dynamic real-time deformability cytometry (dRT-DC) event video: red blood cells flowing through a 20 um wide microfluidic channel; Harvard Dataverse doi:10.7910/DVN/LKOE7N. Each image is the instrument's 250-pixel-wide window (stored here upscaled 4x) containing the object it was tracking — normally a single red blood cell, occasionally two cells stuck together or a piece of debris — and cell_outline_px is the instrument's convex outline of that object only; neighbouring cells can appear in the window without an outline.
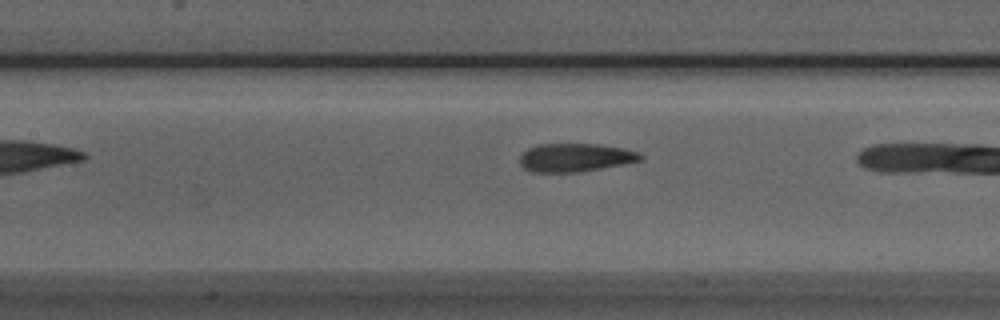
{"species": "Egyptian fruit bat (a non-hibernating species)", "species_latin": "Rousettus aegyptiacus", "temperature_condition": "room temperature", "stored_images_in_passage": 7, "camera_frame_rate_fps": 3000, "um_per_image_px": 0.085, "animal": {"sex": "male"}, "frame": {"image": 1, "passage_image": 5, "time_ms": 1.333, "image_size_px": [1000, 320], "cell_outline_px": [[644, 160], [624, 164], [576, 172], [532, 172], [524, 168], [520, 164], [520, 156], [528, 148], [540, 144], [596, 144], [624, 148], [640, 152], [644, 156]], "centroid_in_image_um": [48.94, 13.39], "position_along_channel_um": 158.5, "area_um2": 19.94}}